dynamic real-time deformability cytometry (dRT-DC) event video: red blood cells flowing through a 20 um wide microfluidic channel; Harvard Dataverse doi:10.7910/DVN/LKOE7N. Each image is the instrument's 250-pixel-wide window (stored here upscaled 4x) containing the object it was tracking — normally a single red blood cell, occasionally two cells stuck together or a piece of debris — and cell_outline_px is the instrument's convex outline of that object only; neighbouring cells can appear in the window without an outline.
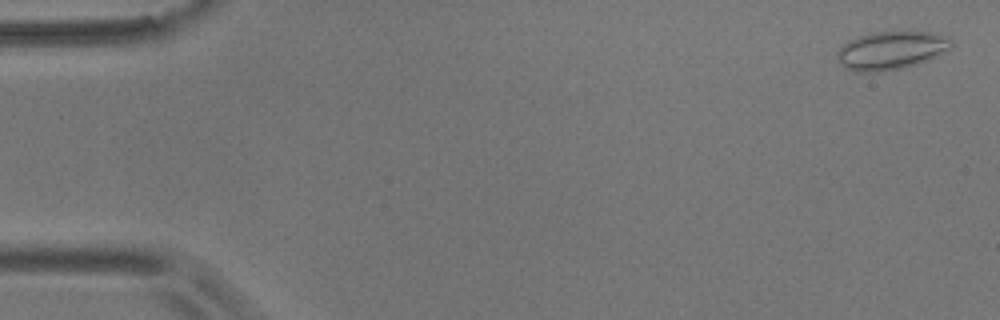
{"species": "common noctule bat (a hibernating species)", "species_latin": "Nyctalus noctula", "temperature_condition": "room temperature", "stored_images_in_passage": 56, "camera_frame_rate_fps": 3000, "um_per_image_px": 0.085, "animal": {"sex": "male", "body_mass_g": 17.9}, "frame": {"image": 1, "passage_image": 2, "time_ms": 0.333, "image_size_px": [1000, 320], "cell_outline_px": [[952, 44], [948, 48], [928, 60], [916, 64], [900, 68], [880, 72], [856, 72], [844, 68], [840, 64], [836, 56], [836, 52], [848, 40], [872, 32], [932, 32], [948, 36], [952, 40]], "centroid_in_image_um": [75.69, 4.29], "position_along_channel_um": 9.3, "area_um2": 25.32}}
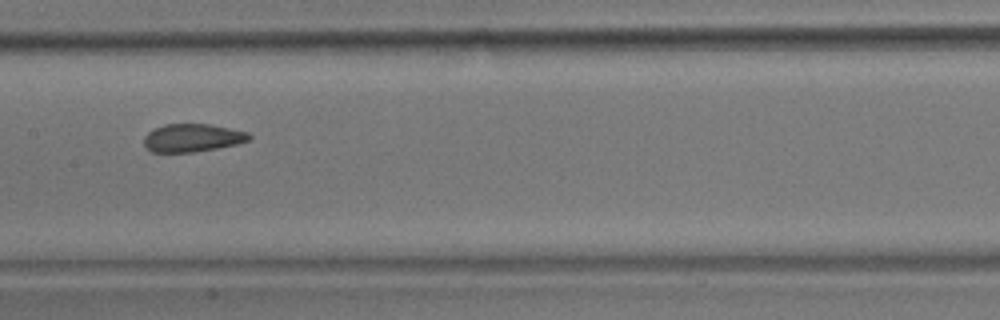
{"frame": {"image": 2, "passage_image": 28, "time_ms": 9.0, "image_size_px": [1000, 320], "cell_outline_px": [[252, 136], [248, 140], [236, 144], [216, 148], [192, 152], [152, 152], [144, 144], [144, 136], [148, 132], [164, 124], [208, 124], [248, 132]], "centroid_in_image_um": [16.34, 11.71], "position_along_channel_um": 191.1, "area_um2": 16.94}}
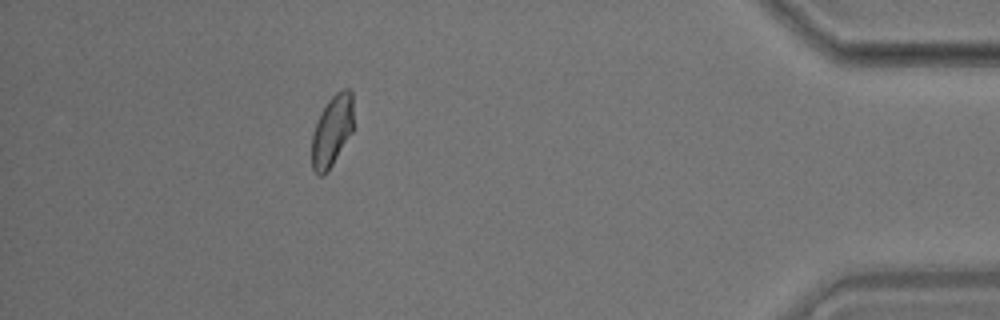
{"frame": {"image": 3, "passage_image": 50, "time_ms": 16.333, "image_size_px": [1000, 320], "cell_outline_px": [[352, 132], [332, 164], [324, 176], [320, 176], [312, 168], [312, 136], [316, 120], [320, 112], [328, 100], [336, 92], [344, 88], [348, 88], [352, 92]], "centroid_in_image_um": [28.2, 11.1], "position_along_channel_um": 407.0, "area_um2": 17.17}, "authors_computed_cell_mechanics": {"area_um2": 17.8024, "velocity_mm_per_s": 3.6258, "shape_relaxation_time_tau1_ms": 5.3474, "shape_relaxation_time_tau2_ms": 0.8445, "deformation_change_tau1": 0.1125, "deformation_change_tau2": 0.0632}}